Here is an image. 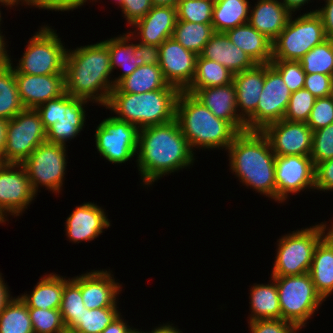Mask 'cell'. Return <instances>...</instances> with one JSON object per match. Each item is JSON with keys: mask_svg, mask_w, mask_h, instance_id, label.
Instances as JSON below:
<instances>
[{"mask_svg": "<svg viewBox=\"0 0 333 333\" xmlns=\"http://www.w3.org/2000/svg\"><path fill=\"white\" fill-rule=\"evenodd\" d=\"M194 154L176 119L139 129L136 164L141 184L150 187L166 175L189 168Z\"/></svg>", "mask_w": 333, "mask_h": 333, "instance_id": "1", "label": "cell"}, {"mask_svg": "<svg viewBox=\"0 0 333 333\" xmlns=\"http://www.w3.org/2000/svg\"><path fill=\"white\" fill-rule=\"evenodd\" d=\"M112 73L108 46L103 41L67 50L64 75L70 96L105 107L114 88Z\"/></svg>", "mask_w": 333, "mask_h": 333, "instance_id": "2", "label": "cell"}, {"mask_svg": "<svg viewBox=\"0 0 333 333\" xmlns=\"http://www.w3.org/2000/svg\"><path fill=\"white\" fill-rule=\"evenodd\" d=\"M226 151L229 170L242 185L276 202V155L262 131L240 132Z\"/></svg>", "mask_w": 333, "mask_h": 333, "instance_id": "3", "label": "cell"}, {"mask_svg": "<svg viewBox=\"0 0 333 333\" xmlns=\"http://www.w3.org/2000/svg\"><path fill=\"white\" fill-rule=\"evenodd\" d=\"M175 119L193 152L196 148L226 151L240 133L230 122L217 118L186 91H180L178 95Z\"/></svg>", "mask_w": 333, "mask_h": 333, "instance_id": "4", "label": "cell"}, {"mask_svg": "<svg viewBox=\"0 0 333 333\" xmlns=\"http://www.w3.org/2000/svg\"><path fill=\"white\" fill-rule=\"evenodd\" d=\"M180 90L163 88L145 93H110L105 108L118 120L133 124L138 129L166 124L175 119L176 102Z\"/></svg>", "mask_w": 333, "mask_h": 333, "instance_id": "5", "label": "cell"}, {"mask_svg": "<svg viewBox=\"0 0 333 333\" xmlns=\"http://www.w3.org/2000/svg\"><path fill=\"white\" fill-rule=\"evenodd\" d=\"M284 234L278 239L271 276L308 273L318 243L325 237L322 223Z\"/></svg>", "mask_w": 333, "mask_h": 333, "instance_id": "6", "label": "cell"}, {"mask_svg": "<svg viewBox=\"0 0 333 333\" xmlns=\"http://www.w3.org/2000/svg\"><path fill=\"white\" fill-rule=\"evenodd\" d=\"M291 14L285 28L272 42V60L299 61L313 47L326 39L321 17L316 10ZM294 18V19H293Z\"/></svg>", "mask_w": 333, "mask_h": 333, "instance_id": "7", "label": "cell"}, {"mask_svg": "<svg viewBox=\"0 0 333 333\" xmlns=\"http://www.w3.org/2000/svg\"><path fill=\"white\" fill-rule=\"evenodd\" d=\"M277 285L281 319L290 321L301 330L325 301L317 292L308 273L293 276H271Z\"/></svg>", "mask_w": 333, "mask_h": 333, "instance_id": "8", "label": "cell"}, {"mask_svg": "<svg viewBox=\"0 0 333 333\" xmlns=\"http://www.w3.org/2000/svg\"><path fill=\"white\" fill-rule=\"evenodd\" d=\"M29 38L22 57L14 68V73L30 75L64 74L67 48L59 35L47 24L40 27ZM64 45V46H63Z\"/></svg>", "mask_w": 333, "mask_h": 333, "instance_id": "9", "label": "cell"}, {"mask_svg": "<svg viewBox=\"0 0 333 333\" xmlns=\"http://www.w3.org/2000/svg\"><path fill=\"white\" fill-rule=\"evenodd\" d=\"M67 147L45 141L22 163L33 192L37 195L40 187L52 193H61L66 175Z\"/></svg>", "mask_w": 333, "mask_h": 333, "instance_id": "10", "label": "cell"}, {"mask_svg": "<svg viewBox=\"0 0 333 333\" xmlns=\"http://www.w3.org/2000/svg\"><path fill=\"white\" fill-rule=\"evenodd\" d=\"M46 141V129L36 109H24L7 121L2 163L22 164Z\"/></svg>", "mask_w": 333, "mask_h": 333, "instance_id": "11", "label": "cell"}, {"mask_svg": "<svg viewBox=\"0 0 333 333\" xmlns=\"http://www.w3.org/2000/svg\"><path fill=\"white\" fill-rule=\"evenodd\" d=\"M139 129L113 116L103 119L95 130L97 152L111 164H122L137 155Z\"/></svg>", "mask_w": 333, "mask_h": 333, "instance_id": "12", "label": "cell"}, {"mask_svg": "<svg viewBox=\"0 0 333 333\" xmlns=\"http://www.w3.org/2000/svg\"><path fill=\"white\" fill-rule=\"evenodd\" d=\"M290 97L281 75L265 64V82L256 111L245 121L246 131H262L267 125L282 120Z\"/></svg>", "mask_w": 333, "mask_h": 333, "instance_id": "13", "label": "cell"}, {"mask_svg": "<svg viewBox=\"0 0 333 333\" xmlns=\"http://www.w3.org/2000/svg\"><path fill=\"white\" fill-rule=\"evenodd\" d=\"M35 197L22 164H0V217L5 222L9 215L21 216Z\"/></svg>", "mask_w": 333, "mask_h": 333, "instance_id": "14", "label": "cell"}, {"mask_svg": "<svg viewBox=\"0 0 333 333\" xmlns=\"http://www.w3.org/2000/svg\"><path fill=\"white\" fill-rule=\"evenodd\" d=\"M276 202H285L289 195L315 190V165L310 155L276 156ZM291 193V194H290Z\"/></svg>", "mask_w": 333, "mask_h": 333, "instance_id": "15", "label": "cell"}, {"mask_svg": "<svg viewBox=\"0 0 333 333\" xmlns=\"http://www.w3.org/2000/svg\"><path fill=\"white\" fill-rule=\"evenodd\" d=\"M262 133L276 156L310 155L313 131L305 122L280 120L267 125Z\"/></svg>", "mask_w": 333, "mask_h": 333, "instance_id": "16", "label": "cell"}, {"mask_svg": "<svg viewBox=\"0 0 333 333\" xmlns=\"http://www.w3.org/2000/svg\"><path fill=\"white\" fill-rule=\"evenodd\" d=\"M198 55L170 37L159 46V66L165 80L184 91L195 75Z\"/></svg>", "mask_w": 333, "mask_h": 333, "instance_id": "17", "label": "cell"}, {"mask_svg": "<svg viewBox=\"0 0 333 333\" xmlns=\"http://www.w3.org/2000/svg\"><path fill=\"white\" fill-rule=\"evenodd\" d=\"M114 275L105 269L91 270L72 277L71 279L80 287L84 306L91 309L117 306L122 284L115 281Z\"/></svg>", "mask_w": 333, "mask_h": 333, "instance_id": "18", "label": "cell"}, {"mask_svg": "<svg viewBox=\"0 0 333 333\" xmlns=\"http://www.w3.org/2000/svg\"><path fill=\"white\" fill-rule=\"evenodd\" d=\"M111 226L103 207L92 202L76 206L65 222V234L72 243L88 242L98 238Z\"/></svg>", "mask_w": 333, "mask_h": 333, "instance_id": "19", "label": "cell"}, {"mask_svg": "<svg viewBox=\"0 0 333 333\" xmlns=\"http://www.w3.org/2000/svg\"><path fill=\"white\" fill-rule=\"evenodd\" d=\"M19 96L25 109H36L66 93L65 75H30L15 73Z\"/></svg>", "mask_w": 333, "mask_h": 333, "instance_id": "20", "label": "cell"}, {"mask_svg": "<svg viewBox=\"0 0 333 333\" xmlns=\"http://www.w3.org/2000/svg\"><path fill=\"white\" fill-rule=\"evenodd\" d=\"M177 22V9L173 6H153L129 31L131 38L139 42L160 46L172 37Z\"/></svg>", "mask_w": 333, "mask_h": 333, "instance_id": "21", "label": "cell"}, {"mask_svg": "<svg viewBox=\"0 0 333 333\" xmlns=\"http://www.w3.org/2000/svg\"><path fill=\"white\" fill-rule=\"evenodd\" d=\"M197 98L217 118L230 122L239 132L246 131V123L238 114L234 83L206 87L199 90H184Z\"/></svg>", "mask_w": 333, "mask_h": 333, "instance_id": "22", "label": "cell"}, {"mask_svg": "<svg viewBox=\"0 0 333 333\" xmlns=\"http://www.w3.org/2000/svg\"><path fill=\"white\" fill-rule=\"evenodd\" d=\"M90 101L63 94V114L55 124L46 130V141L67 146L66 142L74 140L85 127L86 110Z\"/></svg>", "mask_w": 333, "mask_h": 333, "instance_id": "23", "label": "cell"}, {"mask_svg": "<svg viewBox=\"0 0 333 333\" xmlns=\"http://www.w3.org/2000/svg\"><path fill=\"white\" fill-rule=\"evenodd\" d=\"M200 55L222 64L234 74L256 65L252 58L231 42L224 32H214Z\"/></svg>", "mask_w": 333, "mask_h": 333, "instance_id": "24", "label": "cell"}, {"mask_svg": "<svg viewBox=\"0 0 333 333\" xmlns=\"http://www.w3.org/2000/svg\"><path fill=\"white\" fill-rule=\"evenodd\" d=\"M264 82L265 64H256L251 69L234 74L238 114L244 121L256 111Z\"/></svg>", "mask_w": 333, "mask_h": 333, "instance_id": "25", "label": "cell"}, {"mask_svg": "<svg viewBox=\"0 0 333 333\" xmlns=\"http://www.w3.org/2000/svg\"><path fill=\"white\" fill-rule=\"evenodd\" d=\"M291 14L280 0H257L255 6H250L248 23L273 42Z\"/></svg>", "mask_w": 333, "mask_h": 333, "instance_id": "26", "label": "cell"}, {"mask_svg": "<svg viewBox=\"0 0 333 333\" xmlns=\"http://www.w3.org/2000/svg\"><path fill=\"white\" fill-rule=\"evenodd\" d=\"M231 42L248 54L256 64H270L272 41L245 23L225 32Z\"/></svg>", "mask_w": 333, "mask_h": 333, "instance_id": "27", "label": "cell"}, {"mask_svg": "<svg viewBox=\"0 0 333 333\" xmlns=\"http://www.w3.org/2000/svg\"><path fill=\"white\" fill-rule=\"evenodd\" d=\"M163 88H177L170 85L164 78L159 64H145L122 79L111 91V93H145Z\"/></svg>", "mask_w": 333, "mask_h": 333, "instance_id": "28", "label": "cell"}, {"mask_svg": "<svg viewBox=\"0 0 333 333\" xmlns=\"http://www.w3.org/2000/svg\"><path fill=\"white\" fill-rule=\"evenodd\" d=\"M64 277L56 273L43 275L30 294L19 295L28 308L60 309Z\"/></svg>", "mask_w": 333, "mask_h": 333, "instance_id": "29", "label": "cell"}, {"mask_svg": "<svg viewBox=\"0 0 333 333\" xmlns=\"http://www.w3.org/2000/svg\"><path fill=\"white\" fill-rule=\"evenodd\" d=\"M309 274L317 292L326 301L333 294V244L326 237L315 248Z\"/></svg>", "mask_w": 333, "mask_h": 333, "instance_id": "30", "label": "cell"}, {"mask_svg": "<svg viewBox=\"0 0 333 333\" xmlns=\"http://www.w3.org/2000/svg\"><path fill=\"white\" fill-rule=\"evenodd\" d=\"M131 36L128 32L119 34L117 37H111L109 39L103 40V42L108 46V51L110 54V62L112 72L116 68L123 69L122 73L113 80L114 87L124 78L132 74L137 67L144 65V60L142 57H135L133 55L135 44L131 42ZM131 42V43H130Z\"/></svg>", "mask_w": 333, "mask_h": 333, "instance_id": "31", "label": "cell"}, {"mask_svg": "<svg viewBox=\"0 0 333 333\" xmlns=\"http://www.w3.org/2000/svg\"><path fill=\"white\" fill-rule=\"evenodd\" d=\"M268 284L254 283L250 288V312L248 321L281 319V308L276 281L271 277Z\"/></svg>", "mask_w": 333, "mask_h": 333, "instance_id": "32", "label": "cell"}, {"mask_svg": "<svg viewBox=\"0 0 333 333\" xmlns=\"http://www.w3.org/2000/svg\"><path fill=\"white\" fill-rule=\"evenodd\" d=\"M249 0H215L212 16L214 32L227 30L248 23L250 6Z\"/></svg>", "mask_w": 333, "mask_h": 333, "instance_id": "33", "label": "cell"}, {"mask_svg": "<svg viewBox=\"0 0 333 333\" xmlns=\"http://www.w3.org/2000/svg\"><path fill=\"white\" fill-rule=\"evenodd\" d=\"M233 77L234 73L222 64L198 55L194 78L185 90H199L230 84L233 82Z\"/></svg>", "mask_w": 333, "mask_h": 333, "instance_id": "34", "label": "cell"}, {"mask_svg": "<svg viewBox=\"0 0 333 333\" xmlns=\"http://www.w3.org/2000/svg\"><path fill=\"white\" fill-rule=\"evenodd\" d=\"M213 33L212 24L177 20L172 38L185 49L200 55Z\"/></svg>", "mask_w": 333, "mask_h": 333, "instance_id": "35", "label": "cell"}, {"mask_svg": "<svg viewBox=\"0 0 333 333\" xmlns=\"http://www.w3.org/2000/svg\"><path fill=\"white\" fill-rule=\"evenodd\" d=\"M12 65L0 66V118L10 120L24 110Z\"/></svg>", "mask_w": 333, "mask_h": 333, "instance_id": "36", "label": "cell"}, {"mask_svg": "<svg viewBox=\"0 0 333 333\" xmlns=\"http://www.w3.org/2000/svg\"><path fill=\"white\" fill-rule=\"evenodd\" d=\"M0 333H34L29 308L19 296L12 297L2 310Z\"/></svg>", "mask_w": 333, "mask_h": 333, "instance_id": "37", "label": "cell"}, {"mask_svg": "<svg viewBox=\"0 0 333 333\" xmlns=\"http://www.w3.org/2000/svg\"><path fill=\"white\" fill-rule=\"evenodd\" d=\"M59 310L67 332H70L79 323L80 316L85 311L80 287L66 276Z\"/></svg>", "mask_w": 333, "mask_h": 333, "instance_id": "38", "label": "cell"}, {"mask_svg": "<svg viewBox=\"0 0 333 333\" xmlns=\"http://www.w3.org/2000/svg\"><path fill=\"white\" fill-rule=\"evenodd\" d=\"M299 62L306 74L321 73L333 76V39L313 47Z\"/></svg>", "mask_w": 333, "mask_h": 333, "instance_id": "39", "label": "cell"}, {"mask_svg": "<svg viewBox=\"0 0 333 333\" xmlns=\"http://www.w3.org/2000/svg\"><path fill=\"white\" fill-rule=\"evenodd\" d=\"M119 307L87 309L81 314L79 323L70 332L101 333L119 314Z\"/></svg>", "mask_w": 333, "mask_h": 333, "instance_id": "40", "label": "cell"}, {"mask_svg": "<svg viewBox=\"0 0 333 333\" xmlns=\"http://www.w3.org/2000/svg\"><path fill=\"white\" fill-rule=\"evenodd\" d=\"M214 4L215 0H179L177 20L212 24Z\"/></svg>", "mask_w": 333, "mask_h": 333, "instance_id": "41", "label": "cell"}, {"mask_svg": "<svg viewBox=\"0 0 333 333\" xmlns=\"http://www.w3.org/2000/svg\"><path fill=\"white\" fill-rule=\"evenodd\" d=\"M34 333H68L59 309L29 308Z\"/></svg>", "mask_w": 333, "mask_h": 333, "instance_id": "42", "label": "cell"}, {"mask_svg": "<svg viewBox=\"0 0 333 333\" xmlns=\"http://www.w3.org/2000/svg\"><path fill=\"white\" fill-rule=\"evenodd\" d=\"M316 97L307 89L302 88L291 93L284 120L290 122H307L314 106Z\"/></svg>", "mask_w": 333, "mask_h": 333, "instance_id": "43", "label": "cell"}, {"mask_svg": "<svg viewBox=\"0 0 333 333\" xmlns=\"http://www.w3.org/2000/svg\"><path fill=\"white\" fill-rule=\"evenodd\" d=\"M270 65L281 75L291 93L304 88L306 73L299 61L272 60Z\"/></svg>", "mask_w": 333, "mask_h": 333, "instance_id": "44", "label": "cell"}, {"mask_svg": "<svg viewBox=\"0 0 333 333\" xmlns=\"http://www.w3.org/2000/svg\"><path fill=\"white\" fill-rule=\"evenodd\" d=\"M310 157L315 166L325 160L333 159V123L313 131Z\"/></svg>", "mask_w": 333, "mask_h": 333, "instance_id": "45", "label": "cell"}, {"mask_svg": "<svg viewBox=\"0 0 333 333\" xmlns=\"http://www.w3.org/2000/svg\"><path fill=\"white\" fill-rule=\"evenodd\" d=\"M306 123L312 131H316L333 123V98L331 95L316 98Z\"/></svg>", "mask_w": 333, "mask_h": 333, "instance_id": "46", "label": "cell"}, {"mask_svg": "<svg viewBox=\"0 0 333 333\" xmlns=\"http://www.w3.org/2000/svg\"><path fill=\"white\" fill-rule=\"evenodd\" d=\"M250 333H299L301 329L283 319H259L248 321Z\"/></svg>", "mask_w": 333, "mask_h": 333, "instance_id": "47", "label": "cell"}, {"mask_svg": "<svg viewBox=\"0 0 333 333\" xmlns=\"http://www.w3.org/2000/svg\"><path fill=\"white\" fill-rule=\"evenodd\" d=\"M332 85V75L312 73L306 74L305 76L304 88L316 98L330 96L332 92Z\"/></svg>", "mask_w": 333, "mask_h": 333, "instance_id": "48", "label": "cell"}, {"mask_svg": "<svg viewBox=\"0 0 333 333\" xmlns=\"http://www.w3.org/2000/svg\"><path fill=\"white\" fill-rule=\"evenodd\" d=\"M152 7L151 0H124L120 9H122V17L132 26L142 19Z\"/></svg>", "mask_w": 333, "mask_h": 333, "instance_id": "49", "label": "cell"}, {"mask_svg": "<svg viewBox=\"0 0 333 333\" xmlns=\"http://www.w3.org/2000/svg\"><path fill=\"white\" fill-rule=\"evenodd\" d=\"M36 111L39 113L44 128L47 130L62 117L63 95L38 106Z\"/></svg>", "mask_w": 333, "mask_h": 333, "instance_id": "50", "label": "cell"}, {"mask_svg": "<svg viewBox=\"0 0 333 333\" xmlns=\"http://www.w3.org/2000/svg\"><path fill=\"white\" fill-rule=\"evenodd\" d=\"M88 0H27L26 7L30 6L38 9L50 11H73L82 7Z\"/></svg>", "mask_w": 333, "mask_h": 333, "instance_id": "51", "label": "cell"}, {"mask_svg": "<svg viewBox=\"0 0 333 333\" xmlns=\"http://www.w3.org/2000/svg\"><path fill=\"white\" fill-rule=\"evenodd\" d=\"M315 190L333 191V159L325 160L315 166Z\"/></svg>", "mask_w": 333, "mask_h": 333, "instance_id": "52", "label": "cell"}, {"mask_svg": "<svg viewBox=\"0 0 333 333\" xmlns=\"http://www.w3.org/2000/svg\"><path fill=\"white\" fill-rule=\"evenodd\" d=\"M133 55L137 58L142 57L145 64H159V46L145 44L142 42L136 43Z\"/></svg>", "mask_w": 333, "mask_h": 333, "instance_id": "53", "label": "cell"}, {"mask_svg": "<svg viewBox=\"0 0 333 333\" xmlns=\"http://www.w3.org/2000/svg\"><path fill=\"white\" fill-rule=\"evenodd\" d=\"M325 5L315 9L321 17L327 38L333 39V0H324Z\"/></svg>", "mask_w": 333, "mask_h": 333, "instance_id": "54", "label": "cell"}, {"mask_svg": "<svg viewBox=\"0 0 333 333\" xmlns=\"http://www.w3.org/2000/svg\"><path fill=\"white\" fill-rule=\"evenodd\" d=\"M133 328L126 323L120 313L101 333H129Z\"/></svg>", "mask_w": 333, "mask_h": 333, "instance_id": "55", "label": "cell"}, {"mask_svg": "<svg viewBox=\"0 0 333 333\" xmlns=\"http://www.w3.org/2000/svg\"><path fill=\"white\" fill-rule=\"evenodd\" d=\"M0 30V66L10 65L13 61L11 55L8 53L7 50V41L5 36L2 34ZM10 55V56H9Z\"/></svg>", "mask_w": 333, "mask_h": 333, "instance_id": "56", "label": "cell"}, {"mask_svg": "<svg viewBox=\"0 0 333 333\" xmlns=\"http://www.w3.org/2000/svg\"><path fill=\"white\" fill-rule=\"evenodd\" d=\"M2 273H0V314L4 309L5 305L12 299L8 285L5 283L4 278H2Z\"/></svg>", "mask_w": 333, "mask_h": 333, "instance_id": "57", "label": "cell"}, {"mask_svg": "<svg viewBox=\"0 0 333 333\" xmlns=\"http://www.w3.org/2000/svg\"><path fill=\"white\" fill-rule=\"evenodd\" d=\"M283 5L292 13L297 14L295 11H299L302 7L306 6L305 4L311 0H280Z\"/></svg>", "mask_w": 333, "mask_h": 333, "instance_id": "58", "label": "cell"}, {"mask_svg": "<svg viewBox=\"0 0 333 333\" xmlns=\"http://www.w3.org/2000/svg\"><path fill=\"white\" fill-rule=\"evenodd\" d=\"M146 333H183L181 330H179L177 327H175L170 323H163V324H159V326H156L154 329H152L151 331Z\"/></svg>", "mask_w": 333, "mask_h": 333, "instance_id": "59", "label": "cell"}, {"mask_svg": "<svg viewBox=\"0 0 333 333\" xmlns=\"http://www.w3.org/2000/svg\"><path fill=\"white\" fill-rule=\"evenodd\" d=\"M7 120L0 118V161L2 163V154L6 140Z\"/></svg>", "mask_w": 333, "mask_h": 333, "instance_id": "60", "label": "cell"}, {"mask_svg": "<svg viewBox=\"0 0 333 333\" xmlns=\"http://www.w3.org/2000/svg\"><path fill=\"white\" fill-rule=\"evenodd\" d=\"M26 2H27V0H0V4L3 5L4 7L7 6V8L8 7L13 8V6L17 7L18 4L21 5V6L22 5L25 6Z\"/></svg>", "mask_w": 333, "mask_h": 333, "instance_id": "61", "label": "cell"}, {"mask_svg": "<svg viewBox=\"0 0 333 333\" xmlns=\"http://www.w3.org/2000/svg\"><path fill=\"white\" fill-rule=\"evenodd\" d=\"M179 0H151L153 6H173L176 7Z\"/></svg>", "mask_w": 333, "mask_h": 333, "instance_id": "62", "label": "cell"}, {"mask_svg": "<svg viewBox=\"0 0 333 333\" xmlns=\"http://www.w3.org/2000/svg\"><path fill=\"white\" fill-rule=\"evenodd\" d=\"M324 227L325 237L333 244V223L331 225H327V222H321ZM329 226V227H328Z\"/></svg>", "mask_w": 333, "mask_h": 333, "instance_id": "63", "label": "cell"}, {"mask_svg": "<svg viewBox=\"0 0 333 333\" xmlns=\"http://www.w3.org/2000/svg\"><path fill=\"white\" fill-rule=\"evenodd\" d=\"M90 1V0H89ZM92 1H98V0H92ZM123 1L124 0H114L113 2H115L116 4H118L119 5V7H121L122 5H123Z\"/></svg>", "mask_w": 333, "mask_h": 333, "instance_id": "64", "label": "cell"}, {"mask_svg": "<svg viewBox=\"0 0 333 333\" xmlns=\"http://www.w3.org/2000/svg\"><path fill=\"white\" fill-rule=\"evenodd\" d=\"M129 333H146V331H139L138 329L133 328Z\"/></svg>", "mask_w": 333, "mask_h": 333, "instance_id": "65", "label": "cell"}, {"mask_svg": "<svg viewBox=\"0 0 333 333\" xmlns=\"http://www.w3.org/2000/svg\"><path fill=\"white\" fill-rule=\"evenodd\" d=\"M1 9H0V24H1V21H2V16H1ZM0 27H1V25H0ZM0 30H1V28H0Z\"/></svg>", "mask_w": 333, "mask_h": 333, "instance_id": "66", "label": "cell"}, {"mask_svg": "<svg viewBox=\"0 0 333 333\" xmlns=\"http://www.w3.org/2000/svg\"><path fill=\"white\" fill-rule=\"evenodd\" d=\"M4 224V223H6L1 217H0V224Z\"/></svg>", "mask_w": 333, "mask_h": 333, "instance_id": "67", "label": "cell"}, {"mask_svg": "<svg viewBox=\"0 0 333 333\" xmlns=\"http://www.w3.org/2000/svg\"><path fill=\"white\" fill-rule=\"evenodd\" d=\"M331 96H332V98H333V85H332V92H331Z\"/></svg>", "mask_w": 333, "mask_h": 333, "instance_id": "68", "label": "cell"}]
</instances>
